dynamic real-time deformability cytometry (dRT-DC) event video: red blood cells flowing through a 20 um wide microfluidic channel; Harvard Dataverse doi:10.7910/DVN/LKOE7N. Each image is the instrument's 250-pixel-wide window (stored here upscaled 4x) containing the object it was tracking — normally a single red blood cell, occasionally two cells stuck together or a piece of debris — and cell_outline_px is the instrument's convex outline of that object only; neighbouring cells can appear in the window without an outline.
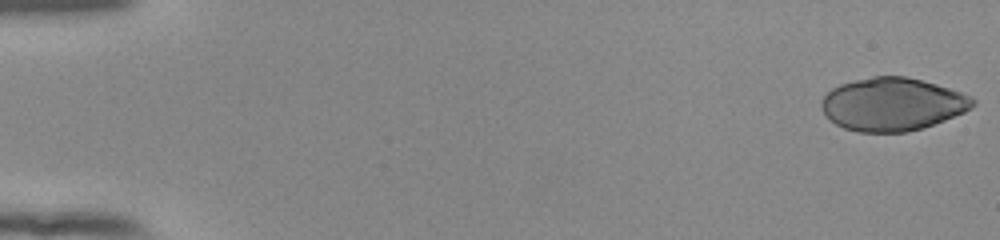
{"species": "human", "species_latin": "Homo sapiens", "temperature_condition": "room temperature", "stored_images_in_passage": 53, "camera_frame_rate_fps": 3000, "um_per_image_px": 0.085, "donor": {"sex": "female"}, "frame": {"image": 1, "passage_image": 1, "time_ms": 0.0, "image_size_px": [1000, 240], "cell_outline_px": [[976, 104], [972, 108], [964, 112], [924, 128], [904, 132], [856, 132], [844, 128], [836, 124], [820, 108], [820, 104], [824, 96], [832, 88], [840, 84], [872, 76], [904, 76], [936, 84], [972, 96], [976, 100]], "centroid_in_image_um": [75.86, 8.86], "position_along_channel_um": 9.1, "area_um2": 46.64}}
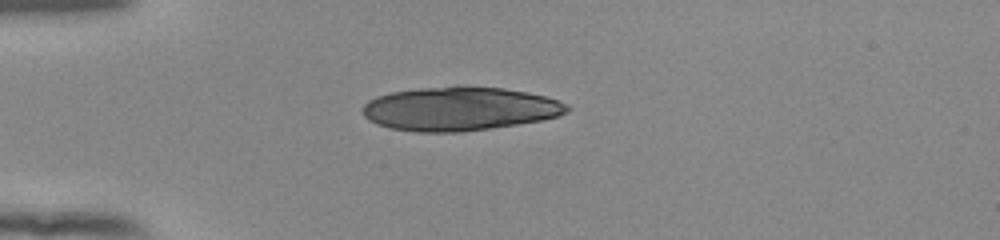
{"frame": {"image": 2, "passage_image": 15, "time_ms": 4.667, "image_size_px": [1000, 240], "cell_outline_px": [[572, 108], [568, 112], [560, 116], [540, 120], [492, 128], [460, 132], [416, 132], [388, 128], [376, 124], [368, 120], [364, 116], [360, 108], [368, 100], [376, 96], [392, 92], [420, 88], [460, 84], [504, 88], [528, 92], [560, 100], [568, 104]], "centroid_in_image_um": [39.06, 9.23], "position_along_channel_um": 45.9, "area_um2": 53.06}}